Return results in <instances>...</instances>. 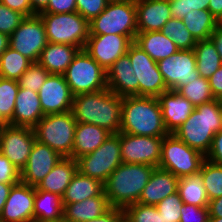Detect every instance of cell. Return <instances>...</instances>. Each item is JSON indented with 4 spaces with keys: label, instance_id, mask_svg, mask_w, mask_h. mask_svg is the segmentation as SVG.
<instances>
[{
    "label": "cell",
    "instance_id": "003e7915",
    "mask_svg": "<svg viewBox=\"0 0 222 222\" xmlns=\"http://www.w3.org/2000/svg\"><path fill=\"white\" fill-rule=\"evenodd\" d=\"M218 26H219L220 28H222V16H221V18L218 20Z\"/></svg>",
    "mask_w": 222,
    "mask_h": 222
},
{
    "label": "cell",
    "instance_id": "74e56055",
    "mask_svg": "<svg viewBox=\"0 0 222 222\" xmlns=\"http://www.w3.org/2000/svg\"><path fill=\"white\" fill-rule=\"evenodd\" d=\"M176 91L188 99L194 107L215 99L211 93L209 80L201 76L193 82L179 87Z\"/></svg>",
    "mask_w": 222,
    "mask_h": 222
},
{
    "label": "cell",
    "instance_id": "f1b7e54d",
    "mask_svg": "<svg viewBox=\"0 0 222 222\" xmlns=\"http://www.w3.org/2000/svg\"><path fill=\"white\" fill-rule=\"evenodd\" d=\"M155 62L179 51L175 43L160 31L137 33L135 41Z\"/></svg>",
    "mask_w": 222,
    "mask_h": 222
},
{
    "label": "cell",
    "instance_id": "e575fe53",
    "mask_svg": "<svg viewBox=\"0 0 222 222\" xmlns=\"http://www.w3.org/2000/svg\"><path fill=\"white\" fill-rule=\"evenodd\" d=\"M33 62L8 47L0 56V77L18 80Z\"/></svg>",
    "mask_w": 222,
    "mask_h": 222
},
{
    "label": "cell",
    "instance_id": "6125c7cd",
    "mask_svg": "<svg viewBox=\"0 0 222 222\" xmlns=\"http://www.w3.org/2000/svg\"><path fill=\"white\" fill-rule=\"evenodd\" d=\"M208 222H222L221 217H209Z\"/></svg>",
    "mask_w": 222,
    "mask_h": 222
},
{
    "label": "cell",
    "instance_id": "836d02e7",
    "mask_svg": "<svg viewBox=\"0 0 222 222\" xmlns=\"http://www.w3.org/2000/svg\"><path fill=\"white\" fill-rule=\"evenodd\" d=\"M182 21L196 41L209 39L218 26V21L209 10H193Z\"/></svg>",
    "mask_w": 222,
    "mask_h": 222
},
{
    "label": "cell",
    "instance_id": "d6a6232c",
    "mask_svg": "<svg viewBox=\"0 0 222 222\" xmlns=\"http://www.w3.org/2000/svg\"><path fill=\"white\" fill-rule=\"evenodd\" d=\"M193 50L196 56V70L201 77L209 79L222 65L215 45L210 39L197 41Z\"/></svg>",
    "mask_w": 222,
    "mask_h": 222
},
{
    "label": "cell",
    "instance_id": "c3c4849f",
    "mask_svg": "<svg viewBox=\"0 0 222 222\" xmlns=\"http://www.w3.org/2000/svg\"><path fill=\"white\" fill-rule=\"evenodd\" d=\"M205 159L214 164L222 165V129L213 137L211 148Z\"/></svg>",
    "mask_w": 222,
    "mask_h": 222
},
{
    "label": "cell",
    "instance_id": "bcb514c9",
    "mask_svg": "<svg viewBox=\"0 0 222 222\" xmlns=\"http://www.w3.org/2000/svg\"><path fill=\"white\" fill-rule=\"evenodd\" d=\"M20 181V170L0 152V182L15 185Z\"/></svg>",
    "mask_w": 222,
    "mask_h": 222
},
{
    "label": "cell",
    "instance_id": "7402d4cb",
    "mask_svg": "<svg viewBox=\"0 0 222 222\" xmlns=\"http://www.w3.org/2000/svg\"><path fill=\"white\" fill-rule=\"evenodd\" d=\"M163 122L168 133H174L184 123L193 109L192 103L177 91L168 90L159 97Z\"/></svg>",
    "mask_w": 222,
    "mask_h": 222
},
{
    "label": "cell",
    "instance_id": "ee69618b",
    "mask_svg": "<svg viewBox=\"0 0 222 222\" xmlns=\"http://www.w3.org/2000/svg\"><path fill=\"white\" fill-rule=\"evenodd\" d=\"M110 0H76V12L89 22L99 16Z\"/></svg>",
    "mask_w": 222,
    "mask_h": 222
},
{
    "label": "cell",
    "instance_id": "be15d7a7",
    "mask_svg": "<svg viewBox=\"0 0 222 222\" xmlns=\"http://www.w3.org/2000/svg\"><path fill=\"white\" fill-rule=\"evenodd\" d=\"M8 123L0 116V129Z\"/></svg>",
    "mask_w": 222,
    "mask_h": 222
},
{
    "label": "cell",
    "instance_id": "f907efd6",
    "mask_svg": "<svg viewBox=\"0 0 222 222\" xmlns=\"http://www.w3.org/2000/svg\"><path fill=\"white\" fill-rule=\"evenodd\" d=\"M169 5L172 18L183 19L190 13L189 0H170Z\"/></svg>",
    "mask_w": 222,
    "mask_h": 222
},
{
    "label": "cell",
    "instance_id": "91938a15",
    "mask_svg": "<svg viewBox=\"0 0 222 222\" xmlns=\"http://www.w3.org/2000/svg\"><path fill=\"white\" fill-rule=\"evenodd\" d=\"M210 0H189L190 12L193 10H208Z\"/></svg>",
    "mask_w": 222,
    "mask_h": 222
},
{
    "label": "cell",
    "instance_id": "83f0119b",
    "mask_svg": "<svg viewBox=\"0 0 222 222\" xmlns=\"http://www.w3.org/2000/svg\"><path fill=\"white\" fill-rule=\"evenodd\" d=\"M63 206V217L73 222H86L96 219L111 208L105 193L101 196Z\"/></svg>",
    "mask_w": 222,
    "mask_h": 222
},
{
    "label": "cell",
    "instance_id": "4dcf8cb0",
    "mask_svg": "<svg viewBox=\"0 0 222 222\" xmlns=\"http://www.w3.org/2000/svg\"><path fill=\"white\" fill-rule=\"evenodd\" d=\"M63 208L58 194L35 189L34 221L55 222L63 217Z\"/></svg>",
    "mask_w": 222,
    "mask_h": 222
},
{
    "label": "cell",
    "instance_id": "6f0895ef",
    "mask_svg": "<svg viewBox=\"0 0 222 222\" xmlns=\"http://www.w3.org/2000/svg\"><path fill=\"white\" fill-rule=\"evenodd\" d=\"M13 185L0 182V215Z\"/></svg>",
    "mask_w": 222,
    "mask_h": 222
},
{
    "label": "cell",
    "instance_id": "30bf717a",
    "mask_svg": "<svg viewBox=\"0 0 222 222\" xmlns=\"http://www.w3.org/2000/svg\"><path fill=\"white\" fill-rule=\"evenodd\" d=\"M121 163L120 132L110 134L95 151L77 159L78 171L82 175L102 183Z\"/></svg>",
    "mask_w": 222,
    "mask_h": 222
},
{
    "label": "cell",
    "instance_id": "d590c367",
    "mask_svg": "<svg viewBox=\"0 0 222 222\" xmlns=\"http://www.w3.org/2000/svg\"><path fill=\"white\" fill-rule=\"evenodd\" d=\"M160 32L168 36L179 50H192L197 43L182 19H169Z\"/></svg>",
    "mask_w": 222,
    "mask_h": 222
},
{
    "label": "cell",
    "instance_id": "5bb4252c",
    "mask_svg": "<svg viewBox=\"0 0 222 222\" xmlns=\"http://www.w3.org/2000/svg\"><path fill=\"white\" fill-rule=\"evenodd\" d=\"M166 87L176 91L200 77L196 70V56L194 50H179L170 57L157 62Z\"/></svg>",
    "mask_w": 222,
    "mask_h": 222
},
{
    "label": "cell",
    "instance_id": "4fadbf2b",
    "mask_svg": "<svg viewBox=\"0 0 222 222\" xmlns=\"http://www.w3.org/2000/svg\"><path fill=\"white\" fill-rule=\"evenodd\" d=\"M163 137L132 135L120 132L121 160L127 164L158 167Z\"/></svg>",
    "mask_w": 222,
    "mask_h": 222
},
{
    "label": "cell",
    "instance_id": "db71d44e",
    "mask_svg": "<svg viewBox=\"0 0 222 222\" xmlns=\"http://www.w3.org/2000/svg\"><path fill=\"white\" fill-rule=\"evenodd\" d=\"M209 217L222 218V196L209 200Z\"/></svg>",
    "mask_w": 222,
    "mask_h": 222
},
{
    "label": "cell",
    "instance_id": "f35d334b",
    "mask_svg": "<svg viewBox=\"0 0 222 222\" xmlns=\"http://www.w3.org/2000/svg\"><path fill=\"white\" fill-rule=\"evenodd\" d=\"M200 172L209 200L222 196V165L214 164L205 159Z\"/></svg>",
    "mask_w": 222,
    "mask_h": 222
},
{
    "label": "cell",
    "instance_id": "cb8c5ba5",
    "mask_svg": "<svg viewBox=\"0 0 222 222\" xmlns=\"http://www.w3.org/2000/svg\"><path fill=\"white\" fill-rule=\"evenodd\" d=\"M43 116L38 93L19 88L15 100L12 125L33 128Z\"/></svg>",
    "mask_w": 222,
    "mask_h": 222
},
{
    "label": "cell",
    "instance_id": "7a4b0ae2",
    "mask_svg": "<svg viewBox=\"0 0 222 222\" xmlns=\"http://www.w3.org/2000/svg\"><path fill=\"white\" fill-rule=\"evenodd\" d=\"M120 132L151 137L168 135L158 97H122Z\"/></svg>",
    "mask_w": 222,
    "mask_h": 222
},
{
    "label": "cell",
    "instance_id": "681fc988",
    "mask_svg": "<svg viewBox=\"0 0 222 222\" xmlns=\"http://www.w3.org/2000/svg\"><path fill=\"white\" fill-rule=\"evenodd\" d=\"M0 2L11 10L20 12L25 17L36 15L32 10L30 0H0Z\"/></svg>",
    "mask_w": 222,
    "mask_h": 222
},
{
    "label": "cell",
    "instance_id": "52a82bcc",
    "mask_svg": "<svg viewBox=\"0 0 222 222\" xmlns=\"http://www.w3.org/2000/svg\"><path fill=\"white\" fill-rule=\"evenodd\" d=\"M45 26L48 42L69 44L84 49L90 35L89 21L78 12L38 14Z\"/></svg>",
    "mask_w": 222,
    "mask_h": 222
},
{
    "label": "cell",
    "instance_id": "4316f807",
    "mask_svg": "<svg viewBox=\"0 0 222 222\" xmlns=\"http://www.w3.org/2000/svg\"><path fill=\"white\" fill-rule=\"evenodd\" d=\"M110 132L94 124L77 122L75 127L72 158L92 153L110 136Z\"/></svg>",
    "mask_w": 222,
    "mask_h": 222
},
{
    "label": "cell",
    "instance_id": "94428289",
    "mask_svg": "<svg viewBox=\"0 0 222 222\" xmlns=\"http://www.w3.org/2000/svg\"><path fill=\"white\" fill-rule=\"evenodd\" d=\"M9 35L0 32V56L9 47Z\"/></svg>",
    "mask_w": 222,
    "mask_h": 222
},
{
    "label": "cell",
    "instance_id": "f5cc1de1",
    "mask_svg": "<svg viewBox=\"0 0 222 222\" xmlns=\"http://www.w3.org/2000/svg\"><path fill=\"white\" fill-rule=\"evenodd\" d=\"M123 216L124 210L122 208L111 207L103 215L86 222H118Z\"/></svg>",
    "mask_w": 222,
    "mask_h": 222
},
{
    "label": "cell",
    "instance_id": "ac0fdd59",
    "mask_svg": "<svg viewBox=\"0 0 222 222\" xmlns=\"http://www.w3.org/2000/svg\"><path fill=\"white\" fill-rule=\"evenodd\" d=\"M44 115L71 111L73 95L62 74H49L38 91Z\"/></svg>",
    "mask_w": 222,
    "mask_h": 222
},
{
    "label": "cell",
    "instance_id": "ba28073f",
    "mask_svg": "<svg viewBox=\"0 0 222 222\" xmlns=\"http://www.w3.org/2000/svg\"><path fill=\"white\" fill-rule=\"evenodd\" d=\"M63 75L73 96L107 88L105 70L83 49Z\"/></svg>",
    "mask_w": 222,
    "mask_h": 222
},
{
    "label": "cell",
    "instance_id": "7c38bea8",
    "mask_svg": "<svg viewBox=\"0 0 222 222\" xmlns=\"http://www.w3.org/2000/svg\"><path fill=\"white\" fill-rule=\"evenodd\" d=\"M134 75L139 81V96L159 97L168 91L155 62L142 48L132 42L127 50Z\"/></svg>",
    "mask_w": 222,
    "mask_h": 222
},
{
    "label": "cell",
    "instance_id": "e0dca14e",
    "mask_svg": "<svg viewBox=\"0 0 222 222\" xmlns=\"http://www.w3.org/2000/svg\"><path fill=\"white\" fill-rule=\"evenodd\" d=\"M35 187L19 182L12 186L0 222H34Z\"/></svg>",
    "mask_w": 222,
    "mask_h": 222
},
{
    "label": "cell",
    "instance_id": "8fae6325",
    "mask_svg": "<svg viewBox=\"0 0 222 222\" xmlns=\"http://www.w3.org/2000/svg\"><path fill=\"white\" fill-rule=\"evenodd\" d=\"M9 47L32 62H37L48 44L45 26L39 15L25 17L9 36Z\"/></svg>",
    "mask_w": 222,
    "mask_h": 222
},
{
    "label": "cell",
    "instance_id": "60d3db41",
    "mask_svg": "<svg viewBox=\"0 0 222 222\" xmlns=\"http://www.w3.org/2000/svg\"><path fill=\"white\" fill-rule=\"evenodd\" d=\"M49 74L38 62H33L17 81L20 88L38 93Z\"/></svg>",
    "mask_w": 222,
    "mask_h": 222
},
{
    "label": "cell",
    "instance_id": "9f6ffc18",
    "mask_svg": "<svg viewBox=\"0 0 222 222\" xmlns=\"http://www.w3.org/2000/svg\"><path fill=\"white\" fill-rule=\"evenodd\" d=\"M208 10L218 21L222 16V0H210Z\"/></svg>",
    "mask_w": 222,
    "mask_h": 222
},
{
    "label": "cell",
    "instance_id": "f6af8a7d",
    "mask_svg": "<svg viewBox=\"0 0 222 222\" xmlns=\"http://www.w3.org/2000/svg\"><path fill=\"white\" fill-rule=\"evenodd\" d=\"M180 222H208V207H198L190 204H183L181 209Z\"/></svg>",
    "mask_w": 222,
    "mask_h": 222
},
{
    "label": "cell",
    "instance_id": "6da1fadb",
    "mask_svg": "<svg viewBox=\"0 0 222 222\" xmlns=\"http://www.w3.org/2000/svg\"><path fill=\"white\" fill-rule=\"evenodd\" d=\"M71 111L77 122L97 125L111 134L120 132L122 97L108 88L74 96Z\"/></svg>",
    "mask_w": 222,
    "mask_h": 222
},
{
    "label": "cell",
    "instance_id": "7dc6e473",
    "mask_svg": "<svg viewBox=\"0 0 222 222\" xmlns=\"http://www.w3.org/2000/svg\"><path fill=\"white\" fill-rule=\"evenodd\" d=\"M76 12V0H49L42 13L65 14Z\"/></svg>",
    "mask_w": 222,
    "mask_h": 222
},
{
    "label": "cell",
    "instance_id": "f546056e",
    "mask_svg": "<svg viewBox=\"0 0 222 222\" xmlns=\"http://www.w3.org/2000/svg\"><path fill=\"white\" fill-rule=\"evenodd\" d=\"M104 193V183L77 171L62 196V202L63 205H67L87 198L101 196Z\"/></svg>",
    "mask_w": 222,
    "mask_h": 222
},
{
    "label": "cell",
    "instance_id": "8d00e7d4",
    "mask_svg": "<svg viewBox=\"0 0 222 222\" xmlns=\"http://www.w3.org/2000/svg\"><path fill=\"white\" fill-rule=\"evenodd\" d=\"M19 88L17 80L0 77V116L10 125Z\"/></svg>",
    "mask_w": 222,
    "mask_h": 222
},
{
    "label": "cell",
    "instance_id": "b9f144b4",
    "mask_svg": "<svg viewBox=\"0 0 222 222\" xmlns=\"http://www.w3.org/2000/svg\"><path fill=\"white\" fill-rule=\"evenodd\" d=\"M183 204L178 191L160 201L156 208L161 214L162 222H180V209Z\"/></svg>",
    "mask_w": 222,
    "mask_h": 222
},
{
    "label": "cell",
    "instance_id": "816d5d0a",
    "mask_svg": "<svg viewBox=\"0 0 222 222\" xmlns=\"http://www.w3.org/2000/svg\"><path fill=\"white\" fill-rule=\"evenodd\" d=\"M208 80L213 97L222 100V65Z\"/></svg>",
    "mask_w": 222,
    "mask_h": 222
},
{
    "label": "cell",
    "instance_id": "d4e9b609",
    "mask_svg": "<svg viewBox=\"0 0 222 222\" xmlns=\"http://www.w3.org/2000/svg\"><path fill=\"white\" fill-rule=\"evenodd\" d=\"M77 171V160L63 157L35 189L58 194L62 197Z\"/></svg>",
    "mask_w": 222,
    "mask_h": 222
},
{
    "label": "cell",
    "instance_id": "44dd1931",
    "mask_svg": "<svg viewBox=\"0 0 222 222\" xmlns=\"http://www.w3.org/2000/svg\"><path fill=\"white\" fill-rule=\"evenodd\" d=\"M138 33L160 31L172 18L169 0H135Z\"/></svg>",
    "mask_w": 222,
    "mask_h": 222
},
{
    "label": "cell",
    "instance_id": "9c48e42d",
    "mask_svg": "<svg viewBox=\"0 0 222 222\" xmlns=\"http://www.w3.org/2000/svg\"><path fill=\"white\" fill-rule=\"evenodd\" d=\"M204 160L201 152L189 147L173 133L163 137L159 168L181 178L199 172Z\"/></svg>",
    "mask_w": 222,
    "mask_h": 222
},
{
    "label": "cell",
    "instance_id": "2e32d148",
    "mask_svg": "<svg viewBox=\"0 0 222 222\" xmlns=\"http://www.w3.org/2000/svg\"><path fill=\"white\" fill-rule=\"evenodd\" d=\"M132 41L123 35H89L84 46L86 51L105 72L122 55L127 53Z\"/></svg>",
    "mask_w": 222,
    "mask_h": 222
},
{
    "label": "cell",
    "instance_id": "603a6c76",
    "mask_svg": "<svg viewBox=\"0 0 222 222\" xmlns=\"http://www.w3.org/2000/svg\"><path fill=\"white\" fill-rule=\"evenodd\" d=\"M179 178L170 171L155 167L142 190L138 203L156 206L178 189Z\"/></svg>",
    "mask_w": 222,
    "mask_h": 222
},
{
    "label": "cell",
    "instance_id": "1f68e13d",
    "mask_svg": "<svg viewBox=\"0 0 222 222\" xmlns=\"http://www.w3.org/2000/svg\"><path fill=\"white\" fill-rule=\"evenodd\" d=\"M177 191L185 204L208 207L209 198L203 186V179L200 171L179 178Z\"/></svg>",
    "mask_w": 222,
    "mask_h": 222
},
{
    "label": "cell",
    "instance_id": "03108f58",
    "mask_svg": "<svg viewBox=\"0 0 222 222\" xmlns=\"http://www.w3.org/2000/svg\"><path fill=\"white\" fill-rule=\"evenodd\" d=\"M118 222H130L124 215Z\"/></svg>",
    "mask_w": 222,
    "mask_h": 222
},
{
    "label": "cell",
    "instance_id": "277c9868",
    "mask_svg": "<svg viewBox=\"0 0 222 222\" xmlns=\"http://www.w3.org/2000/svg\"><path fill=\"white\" fill-rule=\"evenodd\" d=\"M154 166L121 163L104 183V192L111 207L124 209L138 203Z\"/></svg>",
    "mask_w": 222,
    "mask_h": 222
},
{
    "label": "cell",
    "instance_id": "9a60e30c",
    "mask_svg": "<svg viewBox=\"0 0 222 222\" xmlns=\"http://www.w3.org/2000/svg\"><path fill=\"white\" fill-rule=\"evenodd\" d=\"M35 140L33 128L7 124L0 129V152L21 171Z\"/></svg>",
    "mask_w": 222,
    "mask_h": 222
},
{
    "label": "cell",
    "instance_id": "ab89813d",
    "mask_svg": "<svg viewBox=\"0 0 222 222\" xmlns=\"http://www.w3.org/2000/svg\"><path fill=\"white\" fill-rule=\"evenodd\" d=\"M124 215L130 222H162L156 206L134 203L126 206Z\"/></svg>",
    "mask_w": 222,
    "mask_h": 222
},
{
    "label": "cell",
    "instance_id": "680465c9",
    "mask_svg": "<svg viewBox=\"0 0 222 222\" xmlns=\"http://www.w3.org/2000/svg\"><path fill=\"white\" fill-rule=\"evenodd\" d=\"M30 3L33 12L38 15L47 8L49 0H30Z\"/></svg>",
    "mask_w": 222,
    "mask_h": 222
},
{
    "label": "cell",
    "instance_id": "d6986e66",
    "mask_svg": "<svg viewBox=\"0 0 222 222\" xmlns=\"http://www.w3.org/2000/svg\"><path fill=\"white\" fill-rule=\"evenodd\" d=\"M63 157L35 140L28 162L20 171L21 182L36 187Z\"/></svg>",
    "mask_w": 222,
    "mask_h": 222
},
{
    "label": "cell",
    "instance_id": "7bdbcfd3",
    "mask_svg": "<svg viewBox=\"0 0 222 222\" xmlns=\"http://www.w3.org/2000/svg\"><path fill=\"white\" fill-rule=\"evenodd\" d=\"M24 18L23 14L11 10L0 2V32L10 36Z\"/></svg>",
    "mask_w": 222,
    "mask_h": 222
},
{
    "label": "cell",
    "instance_id": "11a10c76",
    "mask_svg": "<svg viewBox=\"0 0 222 222\" xmlns=\"http://www.w3.org/2000/svg\"><path fill=\"white\" fill-rule=\"evenodd\" d=\"M213 44L215 45V48L221 58L222 61V28L217 26L213 33L211 34V37L209 38Z\"/></svg>",
    "mask_w": 222,
    "mask_h": 222
},
{
    "label": "cell",
    "instance_id": "3957f363",
    "mask_svg": "<svg viewBox=\"0 0 222 222\" xmlns=\"http://www.w3.org/2000/svg\"><path fill=\"white\" fill-rule=\"evenodd\" d=\"M221 129L222 100L214 99L195 107L188 119L173 134L206 156L213 137Z\"/></svg>",
    "mask_w": 222,
    "mask_h": 222
},
{
    "label": "cell",
    "instance_id": "e7e4bbea",
    "mask_svg": "<svg viewBox=\"0 0 222 222\" xmlns=\"http://www.w3.org/2000/svg\"><path fill=\"white\" fill-rule=\"evenodd\" d=\"M55 222H73V221H69V220L65 219L64 217H62Z\"/></svg>",
    "mask_w": 222,
    "mask_h": 222
},
{
    "label": "cell",
    "instance_id": "ffe728a7",
    "mask_svg": "<svg viewBox=\"0 0 222 222\" xmlns=\"http://www.w3.org/2000/svg\"><path fill=\"white\" fill-rule=\"evenodd\" d=\"M107 88L120 97L139 96V81L126 53L119 57L106 72Z\"/></svg>",
    "mask_w": 222,
    "mask_h": 222
},
{
    "label": "cell",
    "instance_id": "484cf974",
    "mask_svg": "<svg viewBox=\"0 0 222 222\" xmlns=\"http://www.w3.org/2000/svg\"><path fill=\"white\" fill-rule=\"evenodd\" d=\"M80 50L82 49L69 44L48 42L37 62L50 74L63 75Z\"/></svg>",
    "mask_w": 222,
    "mask_h": 222
},
{
    "label": "cell",
    "instance_id": "5b68a950",
    "mask_svg": "<svg viewBox=\"0 0 222 222\" xmlns=\"http://www.w3.org/2000/svg\"><path fill=\"white\" fill-rule=\"evenodd\" d=\"M89 26L90 35L118 34L134 42L138 33L135 0H110Z\"/></svg>",
    "mask_w": 222,
    "mask_h": 222
},
{
    "label": "cell",
    "instance_id": "8992f818",
    "mask_svg": "<svg viewBox=\"0 0 222 222\" xmlns=\"http://www.w3.org/2000/svg\"><path fill=\"white\" fill-rule=\"evenodd\" d=\"M76 124L72 111L44 115L33 127L35 139L62 157L72 158Z\"/></svg>",
    "mask_w": 222,
    "mask_h": 222
}]
</instances>
